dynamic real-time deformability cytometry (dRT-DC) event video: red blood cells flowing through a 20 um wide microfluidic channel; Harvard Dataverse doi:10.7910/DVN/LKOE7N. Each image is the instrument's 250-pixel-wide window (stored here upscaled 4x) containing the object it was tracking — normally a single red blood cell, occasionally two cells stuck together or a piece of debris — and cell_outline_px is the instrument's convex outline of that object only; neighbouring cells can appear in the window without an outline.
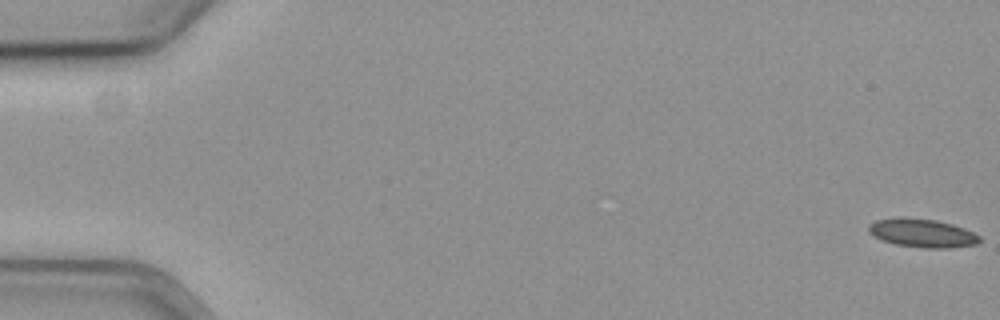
{"species": "common noctule bat (a hibernating species)", "species_latin": "Nyctalus noctula", "temperature_condition": "cold", "stored_images_in_passage": 58, "camera_frame_rate_fps": 3000, "um_per_image_px": 0.085, "animal": {"sex": "female", "body_mass_g": 19.3, "forearm_length_mm": 54.1}, "frame": {"image": 1, "passage_image": 1, "time_ms": 0.0, "image_size_px": [1000, 320], "cell_outline_px": [[980, 240], [976, 244], [948, 248], [924, 248], [896, 244], [884, 240], [868, 232], [868, 224], [876, 220], [900, 216], [936, 220], [952, 224], [964, 228], [980, 236]], "centroid_in_image_um": [78.38, 19.79], "position_along_channel_um": 6.6, "area_um2": 18.38}}
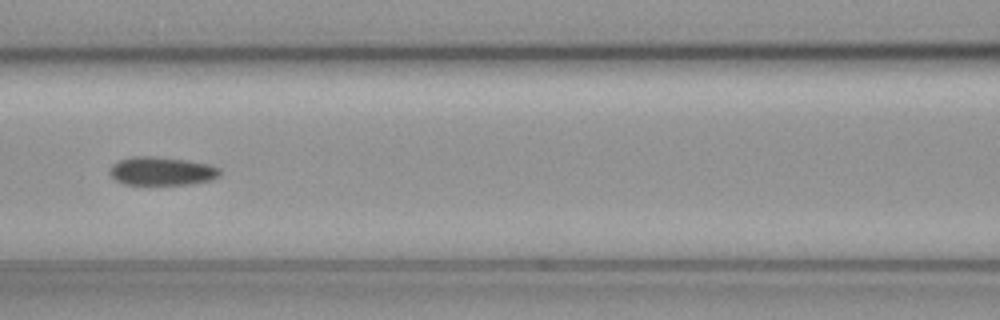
{"frame": {"image": 2, "passage_image": 27, "time_ms": 8.667, "image_size_px": [1000, 320], "cell_outline_px": [[220, 176], [212, 180], [188, 184], [124, 184], [116, 180], [108, 172], [108, 168], [112, 164], [120, 160], [132, 156], [156, 156], [188, 160], [212, 164], [220, 168]], "centroid_in_image_um": [13.76, 14.53], "position_along_channel_um": 152.8, "area_um2": 18.5}}
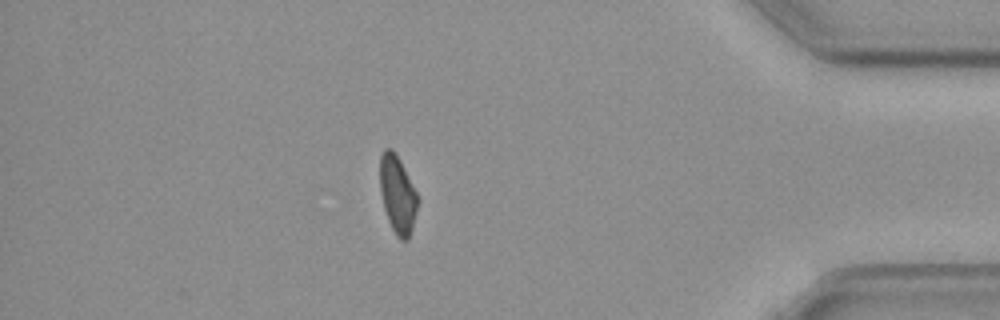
{"frame": {"image": 3, "passage_image": 51, "time_ms": 16.667, "image_size_px": [1000, 320], "cell_outline_px": [[416, 212], [412, 228], [408, 240], [400, 240], [396, 236], [388, 220], [384, 208], [380, 192], [380, 156], [384, 148], [392, 148], [400, 160], [416, 192]], "centroid_in_image_um": [33.76, 16.52], "position_along_channel_um": 401.4, "area_um2": 16.82}, "authors_computed_cell_mechanics": {"area_um2": 18.2359, "velocity_mm_per_s": 3.6318, "shape_relaxation_time_tau1_ms": null, "shape_relaxation_time_tau2_ms": 10.2137, "deformation_change_tau1": null, "deformation_change_tau2": 0.1285}}